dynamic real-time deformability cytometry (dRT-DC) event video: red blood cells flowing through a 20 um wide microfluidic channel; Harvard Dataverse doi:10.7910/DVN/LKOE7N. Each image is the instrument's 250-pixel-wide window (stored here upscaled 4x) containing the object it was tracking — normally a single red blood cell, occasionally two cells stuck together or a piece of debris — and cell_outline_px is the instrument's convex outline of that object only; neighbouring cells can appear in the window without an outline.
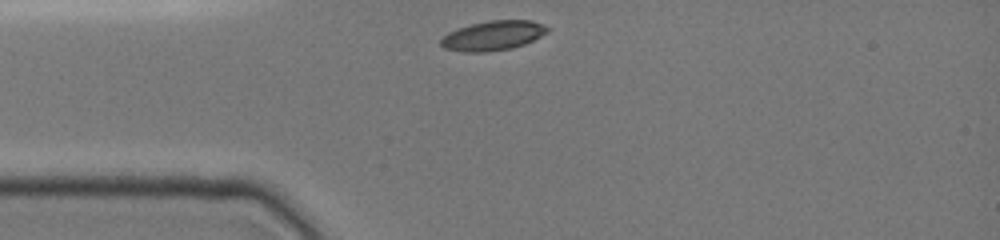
{"species": "common noctule bat (a hibernating species)", "species_latin": "Nyctalus noctula", "temperature_condition": "cold", "stored_images_in_passage": 3, "camera_frame_rate_fps": 3000, "um_per_image_px": 0.085, "animal": {"sex": "female", "body_mass_g": 19.0, "forearm_length_mm": 51.5}, "frame": {"image": 1, "passage_image": 1, "time_ms": 0.0, "image_size_px": [1000, 240], "cell_outline_px": [[552, 28], [548, 32], [524, 44], [512, 48], [488, 52], [464, 52], [444, 48], [440, 44], [440, 40], [448, 32], [472, 24], [488, 20], [532, 20], [544, 24]], "centroid_in_image_um": [41.94, 3.02], "position_along_channel_um": 43.1, "area_um2": 18.44}}